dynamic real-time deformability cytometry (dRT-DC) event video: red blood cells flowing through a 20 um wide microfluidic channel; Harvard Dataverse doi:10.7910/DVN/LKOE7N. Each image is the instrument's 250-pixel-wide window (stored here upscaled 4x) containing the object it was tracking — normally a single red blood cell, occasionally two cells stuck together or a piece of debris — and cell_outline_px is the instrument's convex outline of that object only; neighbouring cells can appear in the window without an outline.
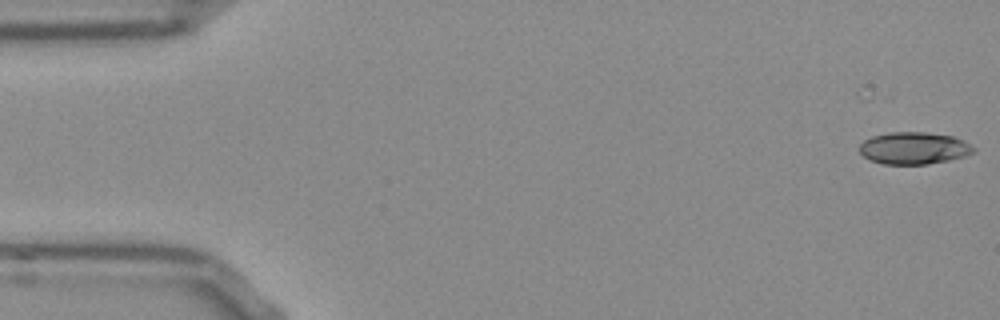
{"species": "Egyptian fruit bat (a non-hibernating species)", "species_latin": "Rousettus aegyptiacus", "temperature_condition": "room temperature", "stored_images_in_passage": 19, "camera_frame_rate_fps": 3000, "um_per_image_px": 0.085, "frame": {"image": 1, "passage_image": 1, "time_ms": 0.0, "image_size_px": [1000, 320], "cell_outline_px": [[976, 148], [972, 152], [964, 156], [948, 160], [928, 164], [884, 164], [868, 160], [860, 152], [860, 144], [864, 140], [872, 136], [888, 132], [924, 132], [952, 136], [964, 140]], "centroid_in_image_um": [77.66, 12.59], "position_along_channel_um": 7.3, "area_um2": 21.33}}
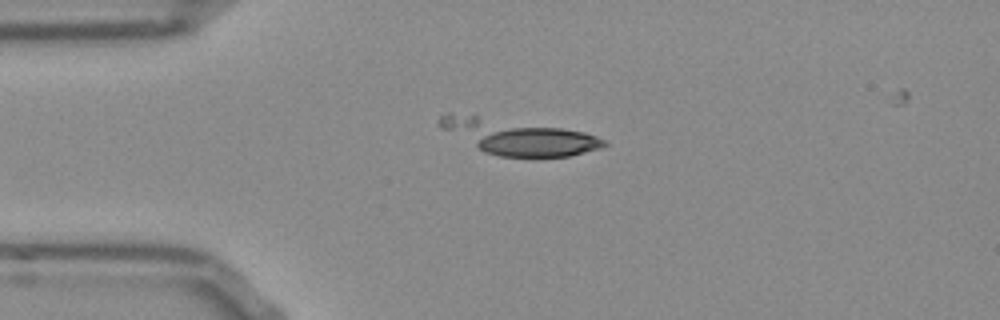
{"frame": {"image": 2, "passage_image": 12, "time_ms": 3.667, "image_size_px": [1000, 320], "cell_outline_px": [[608, 144], [600, 148], [568, 156], [500, 156], [484, 152], [440, 128], [440, 116], [448, 112], [560, 128], [584, 132], [596, 136], [604, 140]], "centroid_in_image_um": [44.02, 11.64], "position_along_channel_um": 41.0, "area_um2": 32.6}}
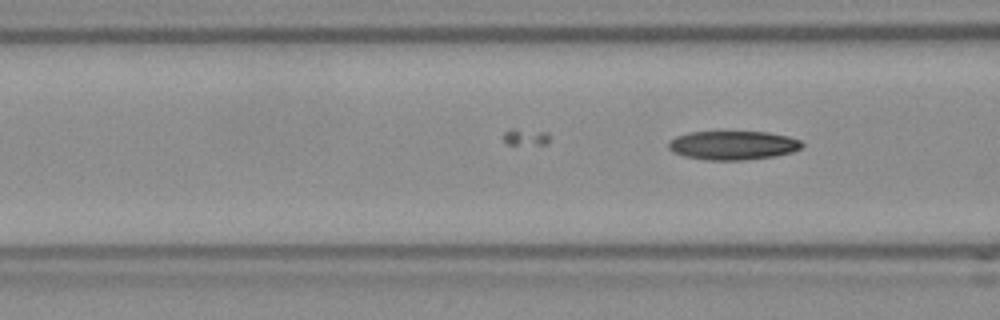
{"frame": {"image": 3, "passage_image": 19, "time_ms": 6.0, "image_size_px": [1000, 320], "cell_outline_px": [[804, 144], [800, 148], [792, 152], [776, 156], [740, 160], [704, 160], [684, 156], [672, 152], [668, 148], [668, 140], [676, 136], [688, 132], [768, 132], [788, 136], [800, 140]], "centroid_in_image_um": [62.27, 12.35], "position_along_channel_um": 104.3, "area_um2": 22.6}}